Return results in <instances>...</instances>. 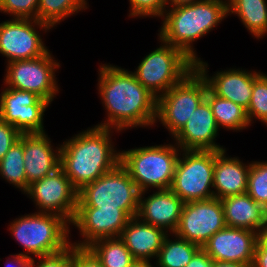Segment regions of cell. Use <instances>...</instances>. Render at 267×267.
Returning a JSON list of instances; mask_svg holds the SVG:
<instances>
[{
	"instance_id": "1",
	"label": "cell",
	"mask_w": 267,
	"mask_h": 267,
	"mask_svg": "<svg viewBox=\"0 0 267 267\" xmlns=\"http://www.w3.org/2000/svg\"><path fill=\"white\" fill-rule=\"evenodd\" d=\"M98 71V94L108 114L107 120L96 127L119 132L154 126L157 97L137 80L132 71L111 64H102Z\"/></svg>"
},
{
	"instance_id": "2",
	"label": "cell",
	"mask_w": 267,
	"mask_h": 267,
	"mask_svg": "<svg viewBox=\"0 0 267 267\" xmlns=\"http://www.w3.org/2000/svg\"><path fill=\"white\" fill-rule=\"evenodd\" d=\"M112 132L113 129L93 126L59 145L60 167L78 191L120 163Z\"/></svg>"
},
{
	"instance_id": "3",
	"label": "cell",
	"mask_w": 267,
	"mask_h": 267,
	"mask_svg": "<svg viewBox=\"0 0 267 267\" xmlns=\"http://www.w3.org/2000/svg\"><path fill=\"white\" fill-rule=\"evenodd\" d=\"M227 15V0H201L167 8L158 35L162 41L180 49L196 63L200 58L194 51L193 42L207 35Z\"/></svg>"
},
{
	"instance_id": "4",
	"label": "cell",
	"mask_w": 267,
	"mask_h": 267,
	"mask_svg": "<svg viewBox=\"0 0 267 267\" xmlns=\"http://www.w3.org/2000/svg\"><path fill=\"white\" fill-rule=\"evenodd\" d=\"M61 216L50 213L23 215L13 220L8 228L11 236L25 249L21 255L32 258L60 253L71 244L70 225Z\"/></svg>"
},
{
	"instance_id": "5",
	"label": "cell",
	"mask_w": 267,
	"mask_h": 267,
	"mask_svg": "<svg viewBox=\"0 0 267 267\" xmlns=\"http://www.w3.org/2000/svg\"><path fill=\"white\" fill-rule=\"evenodd\" d=\"M181 149L178 145H155L120 152V164L141 192L148 188L170 189Z\"/></svg>"
},
{
	"instance_id": "6",
	"label": "cell",
	"mask_w": 267,
	"mask_h": 267,
	"mask_svg": "<svg viewBox=\"0 0 267 267\" xmlns=\"http://www.w3.org/2000/svg\"><path fill=\"white\" fill-rule=\"evenodd\" d=\"M140 193L127 170L119 163L78 191L77 207L120 208L133 218L138 213Z\"/></svg>"
},
{
	"instance_id": "7",
	"label": "cell",
	"mask_w": 267,
	"mask_h": 267,
	"mask_svg": "<svg viewBox=\"0 0 267 267\" xmlns=\"http://www.w3.org/2000/svg\"><path fill=\"white\" fill-rule=\"evenodd\" d=\"M161 44L139 63L134 75L157 98L178 84L195 68L180 49L158 38Z\"/></svg>"
},
{
	"instance_id": "8",
	"label": "cell",
	"mask_w": 267,
	"mask_h": 267,
	"mask_svg": "<svg viewBox=\"0 0 267 267\" xmlns=\"http://www.w3.org/2000/svg\"><path fill=\"white\" fill-rule=\"evenodd\" d=\"M207 90L206 79L194 68L178 84L157 98L156 123L159 120L173 138L205 99Z\"/></svg>"
},
{
	"instance_id": "9",
	"label": "cell",
	"mask_w": 267,
	"mask_h": 267,
	"mask_svg": "<svg viewBox=\"0 0 267 267\" xmlns=\"http://www.w3.org/2000/svg\"><path fill=\"white\" fill-rule=\"evenodd\" d=\"M182 153V154H181ZM170 190L184 203L214 198L215 151L181 150Z\"/></svg>"
},
{
	"instance_id": "10",
	"label": "cell",
	"mask_w": 267,
	"mask_h": 267,
	"mask_svg": "<svg viewBox=\"0 0 267 267\" xmlns=\"http://www.w3.org/2000/svg\"><path fill=\"white\" fill-rule=\"evenodd\" d=\"M6 67L4 83L9 88L32 92L50 104L59 92L55 72L60 63L49 50L38 58L12 61Z\"/></svg>"
},
{
	"instance_id": "11",
	"label": "cell",
	"mask_w": 267,
	"mask_h": 267,
	"mask_svg": "<svg viewBox=\"0 0 267 267\" xmlns=\"http://www.w3.org/2000/svg\"><path fill=\"white\" fill-rule=\"evenodd\" d=\"M35 203L38 213H50L63 217L70 225L78 202V190L59 167L43 179L32 182L24 192Z\"/></svg>"
},
{
	"instance_id": "12",
	"label": "cell",
	"mask_w": 267,
	"mask_h": 267,
	"mask_svg": "<svg viewBox=\"0 0 267 267\" xmlns=\"http://www.w3.org/2000/svg\"><path fill=\"white\" fill-rule=\"evenodd\" d=\"M36 27L45 32L51 29L35 19L12 18L0 23V53L7 63L35 59L48 51Z\"/></svg>"
},
{
	"instance_id": "13",
	"label": "cell",
	"mask_w": 267,
	"mask_h": 267,
	"mask_svg": "<svg viewBox=\"0 0 267 267\" xmlns=\"http://www.w3.org/2000/svg\"><path fill=\"white\" fill-rule=\"evenodd\" d=\"M225 226L220 199L190 201L184 203L180 222L174 234L202 248L211 236Z\"/></svg>"
},
{
	"instance_id": "14",
	"label": "cell",
	"mask_w": 267,
	"mask_h": 267,
	"mask_svg": "<svg viewBox=\"0 0 267 267\" xmlns=\"http://www.w3.org/2000/svg\"><path fill=\"white\" fill-rule=\"evenodd\" d=\"M49 105L32 92L6 87L0 94V118L21 133H44L43 117Z\"/></svg>"
},
{
	"instance_id": "15",
	"label": "cell",
	"mask_w": 267,
	"mask_h": 267,
	"mask_svg": "<svg viewBox=\"0 0 267 267\" xmlns=\"http://www.w3.org/2000/svg\"><path fill=\"white\" fill-rule=\"evenodd\" d=\"M131 217L120 208L101 209L96 207H77L73 221L83 240L70 243L77 247H88L103 238L119 237Z\"/></svg>"
},
{
	"instance_id": "16",
	"label": "cell",
	"mask_w": 267,
	"mask_h": 267,
	"mask_svg": "<svg viewBox=\"0 0 267 267\" xmlns=\"http://www.w3.org/2000/svg\"><path fill=\"white\" fill-rule=\"evenodd\" d=\"M258 233L249 229L225 226L203 245L214 260L252 265Z\"/></svg>"
},
{
	"instance_id": "17",
	"label": "cell",
	"mask_w": 267,
	"mask_h": 267,
	"mask_svg": "<svg viewBox=\"0 0 267 267\" xmlns=\"http://www.w3.org/2000/svg\"><path fill=\"white\" fill-rule=\"evenodd\" d=\"M218 131L209 102L204 99L174 136V142L181 150L224 151L226 148L215 142Z\"/></svg>"
},
{
	"instance_id": "18",
	"label": "cell",
	"mask_w": 267,
	"mask_h": 267,
	"mask_svg": "<svg viewBox=\"0 0 267 267\" xmlns=\"http://www.w3.org/2000/svg\"><path fill=\"white\" fill-rule=\"evenodd\" d=\"M207 67L208 64L201 59L195 63V68L206 79L208 88L215 95L232 101L247 110L251 101L253 82L261 72L234 68L218 71L214 76L209 77Z\"/></svg>"
},
{
	"instance_id": "19",
	"label": "cell",
	"mask_w": 267,
	"mask_h": 267,
	"mask_svg": "<svg viewBox=\"0 0 267 267\" xmlns=\"http://www.w3.org/2000/svg\"><path fill=\"white\" fill-rule=\"evenodd\" d=\"M145 193L147 192L140 193L137 217L173 234L179 225L184 202L170 189L156 190L146 198Z\"/></svg>"
},
{
	"instance_id": "20",
	"label": "cell",
	"mask_w": 267,
	"mask_h": 267,
	"mask_svg": "<svg viewBox=\"0 0 267 267\" xmlns=\"http://www.w3.org/2000/svg\"><path fill=\"white\" fill-rule=\"evenodd\" d=\"M53 149L44 133H23L24 167L27 183L43 179L60 167L61 147Z\"/></svg>"
},
{
	"instance_id": "21",
	"label": "cell",
	"mask_w": 267,
	"mask_h": 267,
	"mask_svg": "<svg viewBox=\"0 0 267 267\" xmlns=\"http://www.w3.org/2000/svg\"><path fill=\"white\" fill-rule=\"evenodd\" d=\"M226 150L215 151L213 174L214 198L247 193L250 163L244 164L238 157H226Z\"/></svg>"
},
{
	"instance_id": "22",
	"label": "cell",
	"mask_w": 267,
	"mask_h": 267,
	"mask_svg": "<svg viewBox=\"0 0 267 267\" xmlns=\"http://www.w3.org/2000/svg\"><path fill=\"white\" fill-rule=\"evenodd\" d=\"M167 235L164 229L147 224L136 216L129 220L119 237L135 260L149 261L158 257Z\"/></svg>"
},
{
	"instance_id": "23",
	"label": "cell",
	"mask_w": 267,
	"mask_h": 267,
	"mask_svg": "<svg viewBox=\"0 0 267 267\" xmlns=\"http://www.w3.org/2000/svg\"><path fill=\"white\" fill-rule=\"evenodd\" d=\"M228 227L259 232L267 224V210L247 193L220 199Z\"/></svg>"
},
{
	"instance_id": "24",
	"label": "cell",
	"mask_w": 267,
	"mask_h": 267,
	"mask_svg": "<svg viewBox=\"0 0 267 267\" xmlns=\"http://www.w3.org/2000/svg\"><path fill=\"white\" fill-rule=\"evenodd\" d=\"M227 10L228 15L236 14L255 38L261 39L266 35V0H227Z\"/></svg>"
},
{
	"instance_id": "25",
	"label": "cell",
	"mask_w": 267,
	"mask_h": 267,
	"mask_svg": "<svg viewBox=\"0 0 267 267\" xmlns=\"http://www.w3.org/2000/svg\"><path fill=\"white\" fill-rule=\"evenodd\" d=\"M205 99L209 102L218 128L240 131L250 126L246 110L236 103L215 95L209 88Z\"/></svg>"
},
{
	"instance_id": "26",
	"label": "cell",
	"mask_w": 267,
	"mask_h": 267,
	"mask_svg": "<svg viewBox=\"0 0 267 267\" xmlns=\"http://www.w3.org/2000/svg\"><path fill=\"white\" fill-rule=\"evenodd\" d=\"M166 236L158 257L157 267H186L194 254L201 248L199 245L178 237L173 233L174 240Z\"/></svg>"
},
{
	"instance_id": "27",
	"label": "cell",
	"mask_w": 267,
	"mask_h": 267,
	"mask_svg": "<svg viewBox=\"0 0 267 267\" xmlns=\"http://www.w3.org/2000/svg\"><path fill=\"white\" fill-rule=\"evenodd\" d=\"M88 248L101 261L103 267H130L135 261L120 237L99 239Z\"/></svg>"
},
{
	"instance_id": "28",
	"label": "cell",
	"mask_w": 267,
	"mask_h": 267,
	"mask_svg": "<svg viewBox=\"0 0 267 267\" xmlns=\"http://www.w3.org/2000/svg\"><path fill=\"white\" fill-rule=\"evenodd\" d=\"M87 9L86 0H39L37 20L51 29L70 15Z\"/></svg>"
},
{
	"instance_id": "29",
	"label": "cell",
	"mask_w": 267,
	"mask_h": 267,
	"mask_svg": "<svg viewBox=\"0 0 267 267\" xmlns=\"http://www.w3.org/2000/svg\"><path fill=\"white\" fill-rule=\"evenodd\" d=\"M23 133L0 161V175L7 182L25 192L29 188L24 167Z\"/></svg>"
},
{
	"instance_id": "30",
	"label": "cell",
	"mask_w": 267,
	"mask_h": 267,
	"mask_svg": "<svg viewBox=\"0 0 267 267\" xmlns=\"http://www.w3.org/2000/svg\"><path fill=\"white\" fill-rule=\"evenodd\" d=\"M246 114L250 125L254 119L267 125V75L263 72L253 82L251 101Z\"/></svg>"
},
{
	"instance_id": "31",
	"label": "cell",
	"mask_w": 267,
	"mask_h": 267,
	"mask_svg": "<svg viewBox=\"0 0 267 267\" xmlns=\"http://www.w3.org/2000/svg\"><path fill=\"white\" fill-rule=\"evenodd\" d=\"M247 194L267 210V161L250 163Z\"/></svg>"
},
{
	"instance_id": "32",
	"label": "cell",
	"mask_w": 267,
	"mask_h": 267,
	"mask_svg": "<svg viewBox=\"0 0 267 267\" xmlns=\"http://www.w3.org/2000/svg\"><path fill=\"white\" fill-rule=\"evenodd\" d=\"M38 2L39 0H0V12L16 19L37 20Z\"/></svg>"
},
{
	"instance_id": "33",
	"label": "cell",
	"mask_w": 267,
	"mask_h": 267,
	"mask_svg": "<svg viewBox=\"0 0 267 267\" xmlns=\"http://www.w3.org/2000/svg\"><path fill=\"white\" fill-rule=\"evenodd\" d=\"M129 17H163L167 2L166 0H129Z\"/></svg>"
},
{
	"instance_id": "34",
	"label": "cell",
	"mask_w": 267,
	"mask_h": 267,
	"mask_svg": "<svg viewBox=\"0 0 267 267\" xmlns=\"http://www.w3.org/2000/svg\"><path fill=\"white\" fill-rule=\"evenodd\" d=\"M73 267H103L101 261L88 247L71 245Z\"/></svg>"
},
{
	"instance_id": "35",
	"label": "cell",
	"mask_w": 267,
	"mask_h": 267,
	"mask_svg": "<svg viewBox=\"0 0 267 267\" xmlns=\"http://www.w3.org/2000/svg\"><path fill=\"white\" fill-rule=\"evenodd\" d=\"M21 134L13 125L0 118V161L19 140Z\"/></svg>"
},
{
	"instance_id": "36",
	"label": "cell",
	"mask_w": 267,
	"mask_h": 267,
	"mask_svg": "<svg viewBox=\"0 0 267 267\" xmlns=\"http://www.w3.org/2000/svg\"><path fill=\"white\" fill-rule=\"evenodd\" d=\"M37 258L39 259L38 262L33 258L34 267H73L71 245L60 253Z\"/></svg>"
},
{
	"instance_id": "37",
	"label": "cell",
	"mask_w": 267,
	"mask_h": 267,
	"mask_svg": "<svg viewBox=\"0 0 267 267\" xmlns=\"http://www.w3.org/2000/svg\"><path fill=\"white\" fill-rule=\"evenodd\" d=\"M214 260L200 248L192 257L191 261L186 265V267H213Z\"/></svg>"
},
{
	"instance_id": "38",
	"label": "cell",
	"mask_w": 267,
	"mask_h": 267,
	"mask_svg": "<svg viewBox=\"0 0 267 267\" xmlns=\"http://www.w3.org/2000/svg\"><path fill=\"white\" fill-rule=\"evenodd\" d=\"M251 267H267V248L259 241L256 244Z\"/></svg>"
},
{
	"instance_id": "39",
	"label": "cell",
	"mask_w": 267,
	"mask_h": 267,
	"mask_svg": "<svg viewBox=\"0 0 267 267\" xmlns=\"http://www.w3.org/2000/svg\"><path fill=\"white\" fill-rule=\"evenodd\" d=\"M12 258H9L8 259H11L8 261L7 259V266L8 267H11L10 265H16L15 267H34L33 266V257L32 258H29V257H26L24 255H21L20 253L19 254H14V255H11Z\"/></svg>"
},
{
	"instance_id": "40",
	"label": "cell",
	"mask_w": 267,
	"mask_h": 267,
	"mask_svg": "<svg viewBox=\"0 0 267 267\" xmlns=\"http://www.w3.org/2000/svg\"><path fill=\"white\" fill-rule=\"evenodd\" d=\"M199 1H201V0H166L167 8L168 7L190 5V4L199 2ZM168 5H170V6H168Z\"/></svg>"
},
{
	"instance_id": "41",
	"label": "cell",
	"mask_w": 267,
	"mask_h": 267,
	"mask_svg": "<svg viewBox=\"0 0 267 267\" xmlns=\"http://www.w3.org/2000/svg\"><path fill=\"white\" fill-rule=\"evenodd\" d=\"M213 267H251V265H245L235 262L214 261Z\"/></svg>"
},
{
	"instance_id": "42",
	"label": "cell",
	"mask_w": 267,
	"mask_h": 267,
	"mask_svg": "<svg viewBox=\"0 0 267 267\" xmlns=\"http://www.w3.org/2000/svg\"><path fill=\"white\" fill-rule=\"evenodd\" d=\"M258 241L267 248V224L258 232Z\"/></svg>"
},
{
	"instance_id": "43",
	"label": "cell",
	"mask_w": 267,
	"mask_h": 267,
	"mask_svg": "<svg viewBox=\"0 0 267 267\" xmlns=\"http://www.w3.org/2000/svg\"><path fill=\"white\" fill-rule=\"evenodd\" d=\"M130 267H154L150 261L147 260H135Z\"/></svg>"
}]
</instances>
